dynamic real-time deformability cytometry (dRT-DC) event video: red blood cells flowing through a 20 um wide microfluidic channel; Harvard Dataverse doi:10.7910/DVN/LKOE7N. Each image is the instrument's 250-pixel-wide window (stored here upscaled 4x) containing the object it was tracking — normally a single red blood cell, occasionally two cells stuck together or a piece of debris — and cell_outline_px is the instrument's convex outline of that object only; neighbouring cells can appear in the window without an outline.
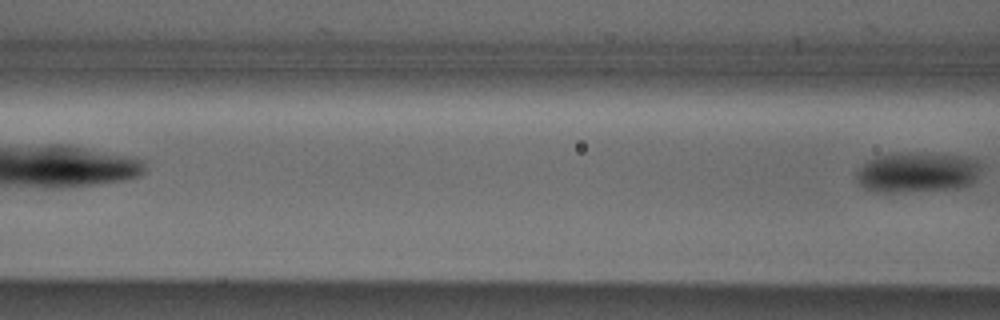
{"species": "Egyptian fruit bat (a non-hibernating species)", "species_latin": "Rousettus aegyptiacus", "temperature_condition": "cold", "stored_images_in_passage": 4, "camera_frame_rate_fps": 3000, "um_per_image_px": 0.085, "animal": {"sex": "male"}, "frame": {"image": 1, "passage_image": 4, "time_ms": 1.0, "image_size_px": [1000, 320], "cell_outline_px": [[984, 164], [976, 180], [972, 184], [956, 188], [892, 192], [872, 192], [864, 188], [856, 180], [856, 172], [868, 160], [892, 152], [908, 152], [956, 156], [976, 160]], "centroid_in_image_um": [77.96, 14.65], "position_along_channel_um": 88.6, "area_um2": 29.3}}